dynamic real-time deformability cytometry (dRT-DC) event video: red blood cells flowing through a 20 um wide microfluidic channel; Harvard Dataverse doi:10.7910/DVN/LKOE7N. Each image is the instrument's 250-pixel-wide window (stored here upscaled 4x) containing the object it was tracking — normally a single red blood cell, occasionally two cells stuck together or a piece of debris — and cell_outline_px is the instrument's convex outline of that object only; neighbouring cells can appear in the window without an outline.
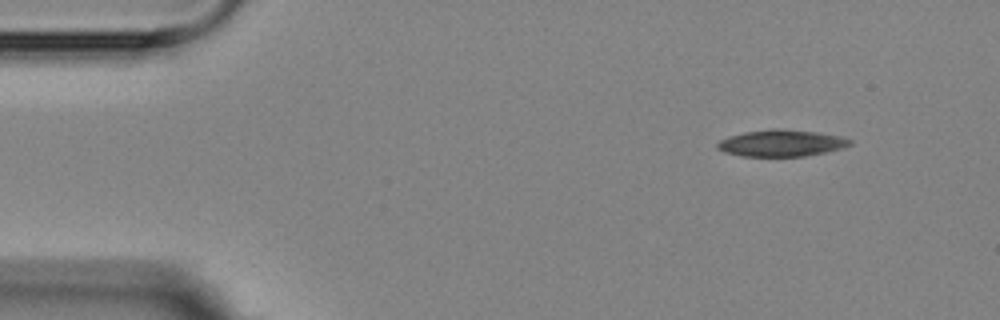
{"species": "Egyptian fruit bat (a non-hibernating species)", "species_latin": "Rousettus aegyptiacus", "temperature_condition": "room temperature", "stored_images_in_passage": 4, "camera_frame_rate_fps": 3000, "um_per_image_px": 0.085, "animal": {"sex": "female"}, "frame": {"image": 1, "passage_image": 1, "time_ms": 0.0, "image_size_px": [1000, 320], "cell_outline_px": [[852, 144], [844, 148], [804, 156], [740, 156], [724, 152], [716, 148], [716, 144], [720, 140], [728, 136], [744, 132], [772, 128], [776, 128], [816, 132], [844, 136], [852, 140]], "centroid_in_image_um": [66.42, 12.16], "position_along_channel_um": 18.6, "area_um2": 20.75}}
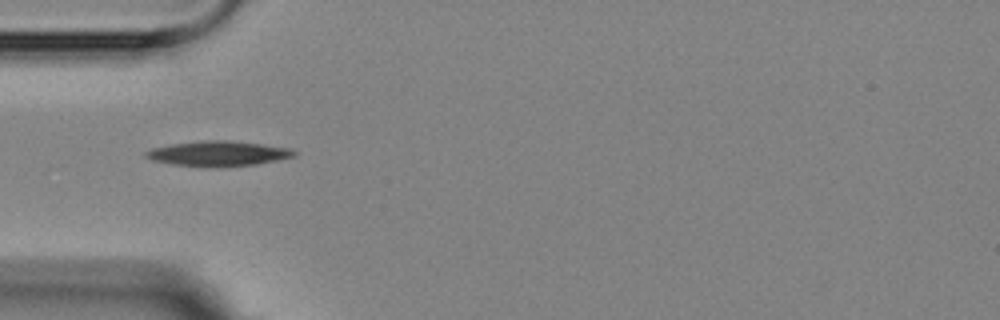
{"frame": {"image": 2, "passage_image": 4, "time_ms": 3.667, "image_size_px": [1000, 320], "cell_outline_px": [[296, 152], [292, 156], [276, 160], [256, 164], [172, 164], [152, 160], [144, 156], [144, 152], [152, 148], [172, 144], [200, 140], [232, 140], [292, 148]], "centroid_in_image_um": [18.53, 12.99], "position_along_channel_um": 66.5, "area_um2": 20.58}}